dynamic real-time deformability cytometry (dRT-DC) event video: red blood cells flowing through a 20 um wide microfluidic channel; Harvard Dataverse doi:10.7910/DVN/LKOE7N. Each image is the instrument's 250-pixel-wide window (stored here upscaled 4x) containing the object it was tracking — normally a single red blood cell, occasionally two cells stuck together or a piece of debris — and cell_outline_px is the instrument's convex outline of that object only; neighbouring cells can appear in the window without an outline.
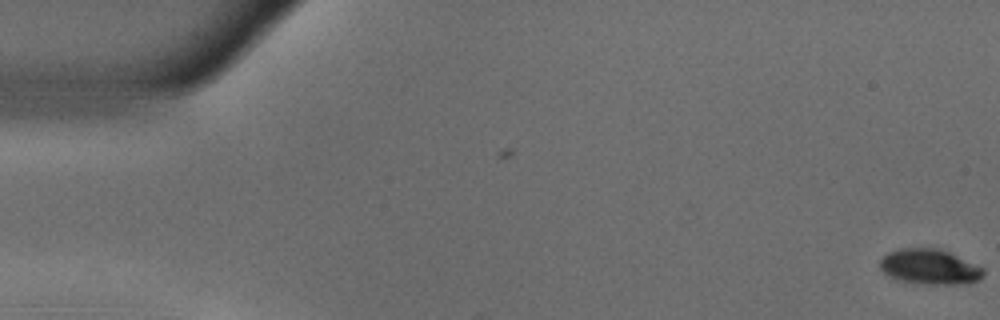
{"species": "common noctule bat (a hibernating species)", "species_latin": "Nyctalus noctula", "temperature_condition": "warm", "stored_images_in_passage": 5, "camera_frame_rate_fps": 3000, "um_per_image_px": 0.085, "animal": {"sex": "male", "body_mass_g": 18.8}, "frame": {"image": 1, "passage_image": 5, "time_ms": 1.333, "image_size_px": [1000, 320], "cell_outline_px": [[984, 272], [980, 280], [968, 284], [924, 284], [900, 280], [888, 276], [880, 268], [880, 260], [888, 252], [900, 248], [940, 248], [984, 268]], "centroid_in_image_um": [79.03, 22.68], "position_along_channel_um": 6.0, "area_um2": 21.27}}